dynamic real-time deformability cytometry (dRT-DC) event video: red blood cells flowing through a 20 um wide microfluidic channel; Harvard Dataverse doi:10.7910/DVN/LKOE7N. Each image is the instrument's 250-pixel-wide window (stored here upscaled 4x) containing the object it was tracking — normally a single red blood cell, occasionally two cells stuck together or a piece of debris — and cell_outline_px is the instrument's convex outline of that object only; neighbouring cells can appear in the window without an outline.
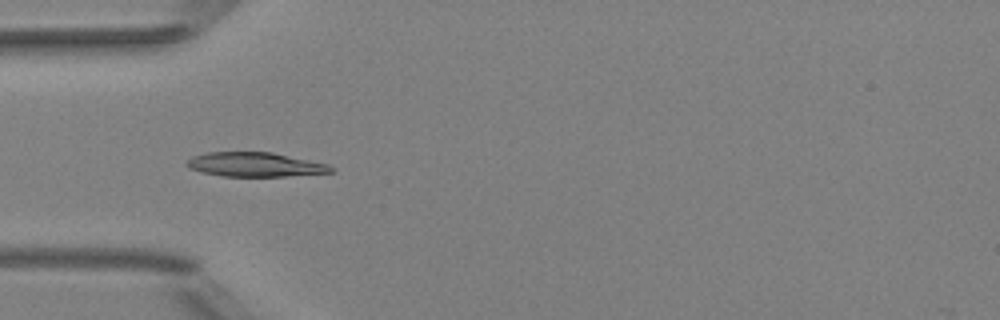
{"species": "Egyptian fruit bat (a non-hibernating species)", "species_latin": "Rousettus aegyptiacus", "temperature_condition": "room temperature", "stored_images_in_passage": 6, "camera_frame_rate_fps": 3000, "um_per_image_px": 0.085, "animal": {"sex": "female"}, "frame": {"image": 1, "passage_image": 3, "time_ms": 0.667, "image_size_px": [1000, 320], "cell_outline_px": [[336, 168], [332, 172], [284, 176], [224, 176], [200, 172], [188, 168], [184, 164], [192, 156], [204, 152], [272, 152], [328, 164]], "centroid_in_image_um": [21.64, 13.98], "position_along_channel_um": 63.4, "area_um2": 20.46}}
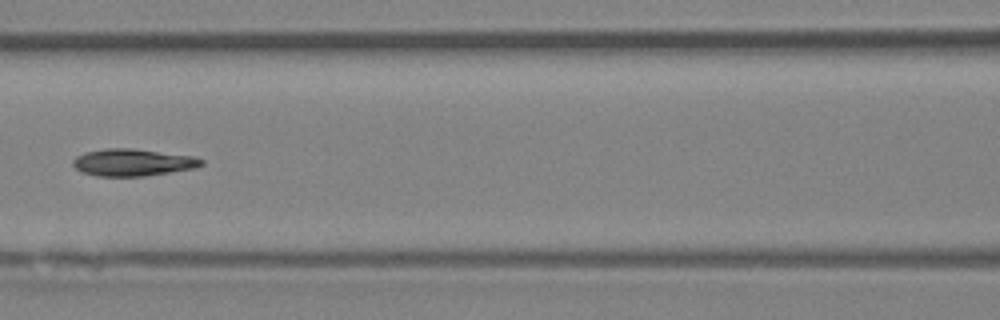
{"frame": {"image": 2, "passage_image": 5, "time_ms": 1.333, "image_size_px": [1000, 320], "cell_outline_px": [[204, 164], [196, 168], [144, 176], [96, 176], [84, 172], [76, 168], [72, 164], [72, 160], [76, 156], [84, 152], [104, 148], [132, 148], [196, 156], [204, 160]], "centroid_in_image_um": [11.31, 13.79], "position_along_channel_um": 155.3, "area_um2": 20.46}}
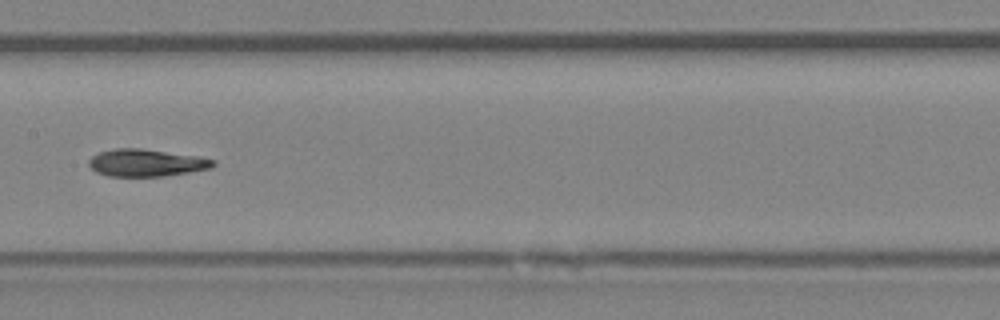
{"frame": {"image": 3, "passage_image": 6, "time_ms": 1.667, "image_size_px": [1000, 320], "cell_outline_px": [[216, 164], [212, 168], [164, 176], [108, 176], [96, 172], [88, 164], [88, 160], [92, 156], [100, 152], [116, 148], [140, 148], [200, 156], [216, 160]], "centroid_in_image_um": [12.46, 13.83], "position_along_channel_um": 194.9, "area_um2": 19.83}}